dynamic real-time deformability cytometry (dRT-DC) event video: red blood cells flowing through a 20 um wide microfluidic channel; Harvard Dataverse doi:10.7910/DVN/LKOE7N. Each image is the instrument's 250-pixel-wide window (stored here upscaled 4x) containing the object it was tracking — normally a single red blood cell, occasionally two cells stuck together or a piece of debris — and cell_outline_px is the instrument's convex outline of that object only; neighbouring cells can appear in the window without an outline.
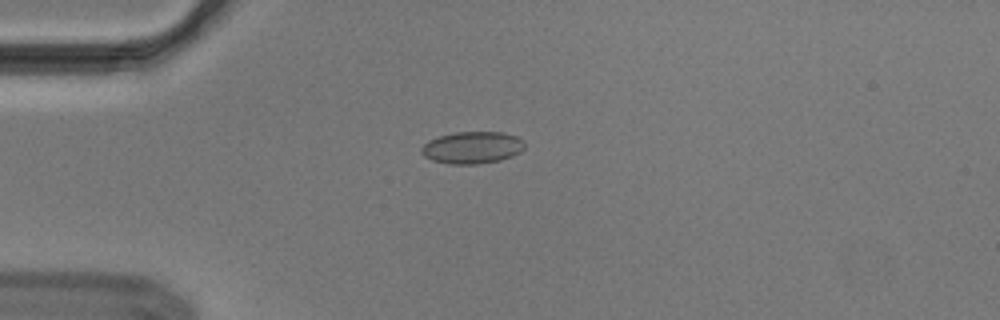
{"species": "Egyptian fruit bat (a non-hibernating species)", "species_latin": "Rousettus aegyptiacus", "temperature_condition": "cold", "stored_images_in_passage": 41, "segment_of_instrument_passage": [1, 2], "camera_frame_rate_fps": 3000, "um_per_image_px": 0.085, "animal": {"sex": "male"}, "frame": {"image": 1, "passage_image": 1, "time_ms": 0.0, "image_size_px": [1000, 320], "cell_outline_px": [[524, 148], [520, 152], [512, 156], [500, 160], [480, 164], [452, 164], [432, 160], [424, 156], [420, 152], [420, 148], [428, 140], [440, 136], [456, 132], [504, 132], [516, 136], [524, 140]], "centroid_in_image_um": [40.14, 12.54], "position_along_channel_um": 44.9, "area_um2": 19.36}}
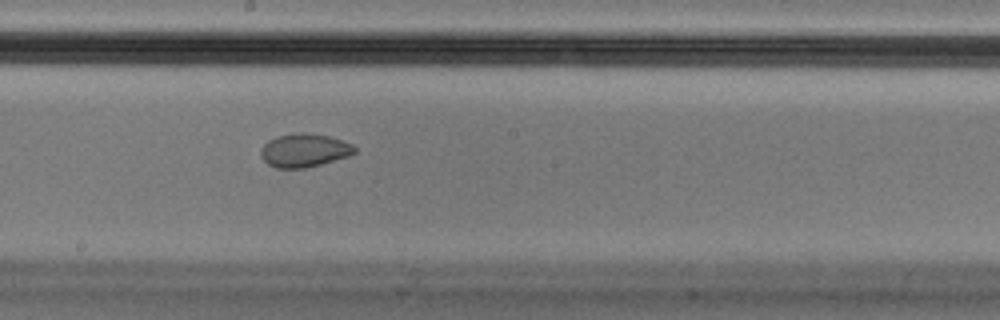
{"frame": {"image": 2, "passage_image": 17, "time_ms": 5.333, "image_size_px": [1000, 320], "cell_outline_px": [[356, 152], [348, 156], [320, 164], [304, 168], [276, 168], [268, 164], [260, 156], [260, 148], [268, 140], [276, 136], [300, 132], [304, 132], [328, 136], [352, 144], [356, 148]], "centroid_in_image_um": [25.82, 12.77], "position_along_channel_um": 222.4, "area_um2": 18.21}}
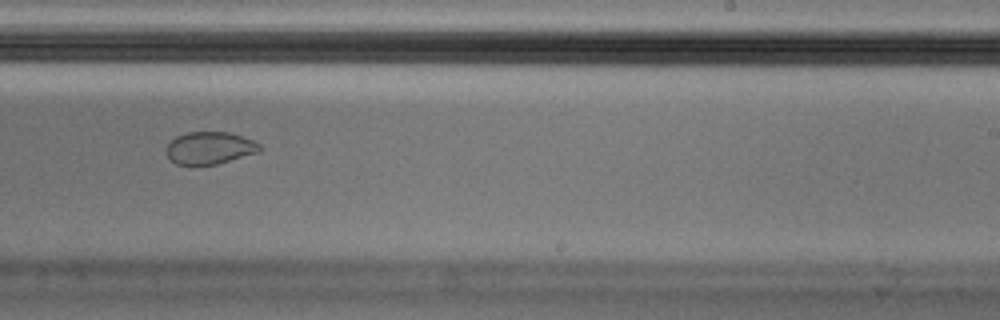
{"frame": {"image": 3, "passage_image": 21, "time_ms": 6.667, "image_size_px": [1000, 320], "cell_outline_px": [[260, 152], [216, 164], [192, 168], [176, 164], [168, 156], [168, 144], [176, 136], [188, 132], [228, 132], [252, 140], [260, 144]], "centroid_in_image_um": [17.81, 12.62], "position_along_channel_um": 271.2, "area_um2": 17.8}}